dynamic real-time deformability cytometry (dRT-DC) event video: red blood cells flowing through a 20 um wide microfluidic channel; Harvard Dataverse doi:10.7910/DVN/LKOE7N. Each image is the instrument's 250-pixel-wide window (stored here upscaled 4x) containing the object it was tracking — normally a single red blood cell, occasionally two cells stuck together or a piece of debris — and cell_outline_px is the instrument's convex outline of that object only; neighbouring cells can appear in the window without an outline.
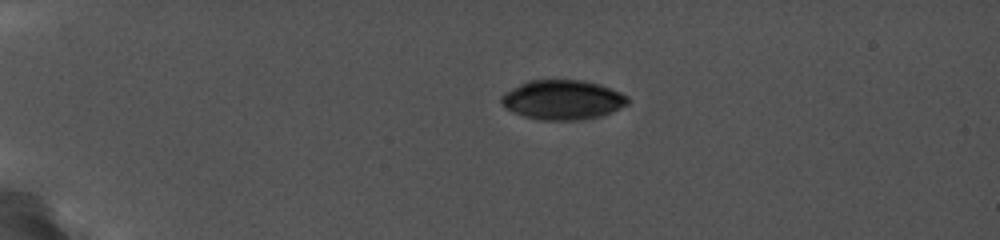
{"species": "common noctule bat (a hibernating species)", "species_latin": "Nyctalus noctula", "temperature_condition": "cold", "stored_images_in_passage": 41, "camera_frame_rate_fps": 5000, "um_per_image_px": 0.085, "animal": {"sex": "female", "body_mass_g": 19.0, "forearm_length_mm": 56.7}, "frame": {"image": 1, "passage_image": 1, "time_ms": 0.0, "image_size_px": [1000, 240], "cell_outline_px": [[628, 104], [612, 112], [600, 116], [580, 120], [540, 120], [524, 116], [512, 112], [504, 108], [500, 104], [500, 96], [504, 92], [528, 80], [584, 80], [600, 84], [620, 92], [628, 96]], "centroid_in_image_um": [47.79, 8.48], "position_along_channel_um": 37.2, "area_um2": 29.42}}
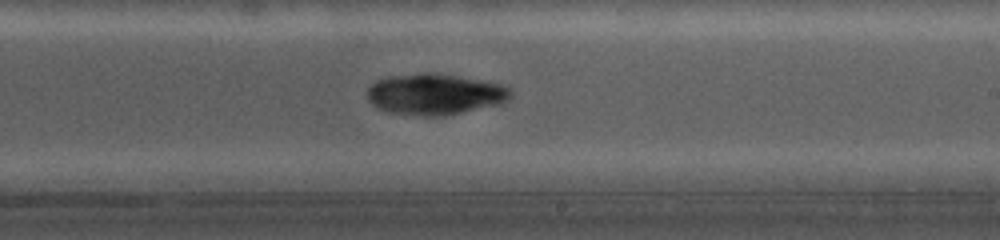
{"frame": {"image": 2, "passage_image": 22, "time_ms": 7.6, "image_size_px": [1000, 240], "cell_outline_px": [[508, 96], [500, 104], [448, 116], [424, 116], [392, 112], [380, 108], [372, 104], [368, 100], [368, 88], [372, 84], [380, 80], [408, 76], [448, 76], [492, 84], [504, 88], [508, 92]], "centroid_in_image_um": [36.9, 8.11], "position_along_channel_um": 252.1, "area_um2": 31.73}}
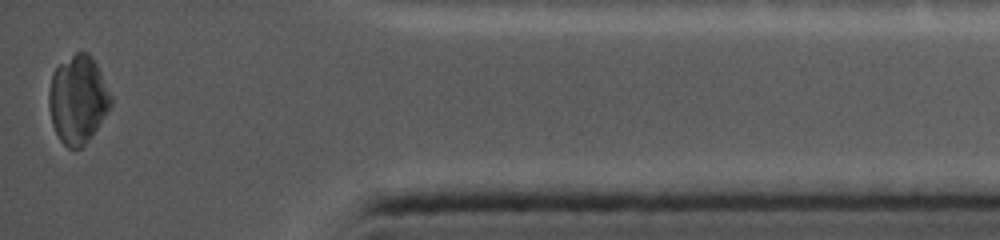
{"frame": {"image": 3, "passage_image": 40, "time_ms": 12.8, "image_size_px": [1000, 240], "cell_outline_px": [[108, 108], [96, 128], [88, 140], [80, 148], [68, 148], [60, 140], [52, 124], [48, 104], [48, 100], [52, 76], [56, 68], [60, 64], [76, 52], [84, 52], [92, 60], [96, 68], [108, 100]], "centroid_in_image_um": [6.51, 8.51], "position_along_channel_um": 428.7, "area_um2": 29.77}}